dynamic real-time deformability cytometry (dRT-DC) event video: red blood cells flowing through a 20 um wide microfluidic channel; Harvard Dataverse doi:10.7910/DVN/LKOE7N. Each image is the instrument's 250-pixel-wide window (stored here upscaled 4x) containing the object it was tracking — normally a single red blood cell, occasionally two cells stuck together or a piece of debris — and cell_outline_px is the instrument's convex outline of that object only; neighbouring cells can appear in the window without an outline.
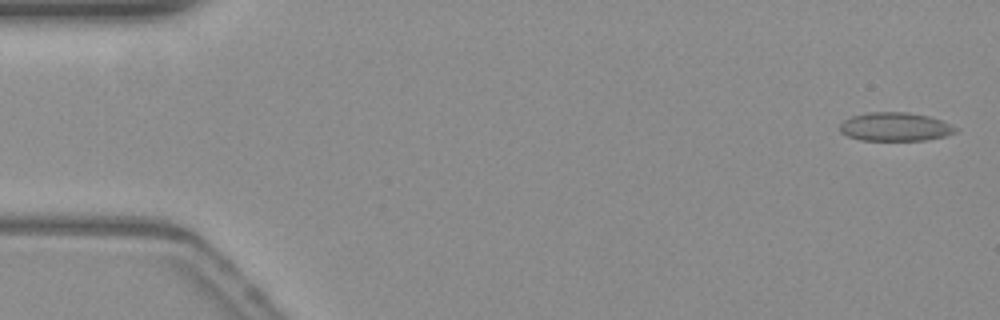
{"species": "common noctule bat (a hibernating species)", "species_latin": "Nyctalus noctula", "temperature_condition": "warm", "stored_images_in_passage": 54, "camera_frame_rate_fps": 3000, "um_per_image_px": 0.085, "animal": {"sex": "female", "body_mass_g": 19.3, "forearm_length_mm": 54.1}, "frame": {"image": 1, "passage_image": 2, "time_ms": 0.333, "image_size_px": [1000, 320], "cell_outline_px": [[956, 132], [944, 136], [924, 140], [864, 140], [848, 136], [840, 132], [840, 124], [844, 120], [852, 116], [868, 112], [904, 112], [928, 116], [940, 120], [956, 128]], "centroid_in_image_um": [76.04, 10.77], "position_along_channel_um": 9.0, "area_um2": 18.96}}
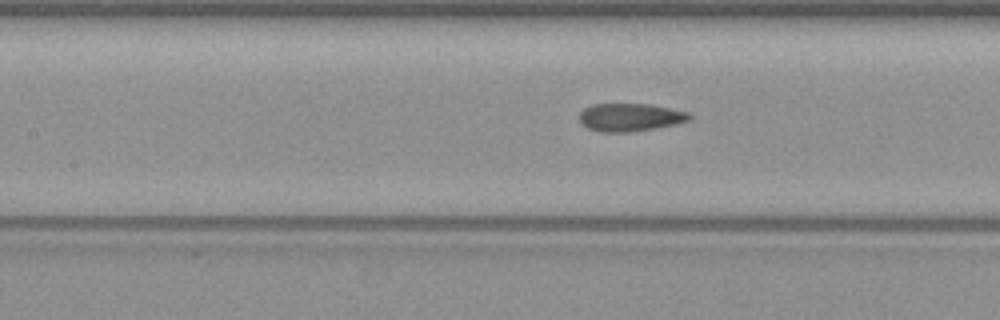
{"frame": {"image": 2, "passage_image": 24, "time_ms": 7.667, "image_size_px": [1000, 320], "cell_outline_px": [[692, 116], [688, 120], [676, 124], [628, 132], [600, 132], [588, 128], [580, 120], [580, 112], [584, 108], [592, 104], [648, 104], [688, 112]], "centroid_in_image_um": [53.54, 9.96], "position_along_channel_um": 153.9, "area_um2": 17.63}}
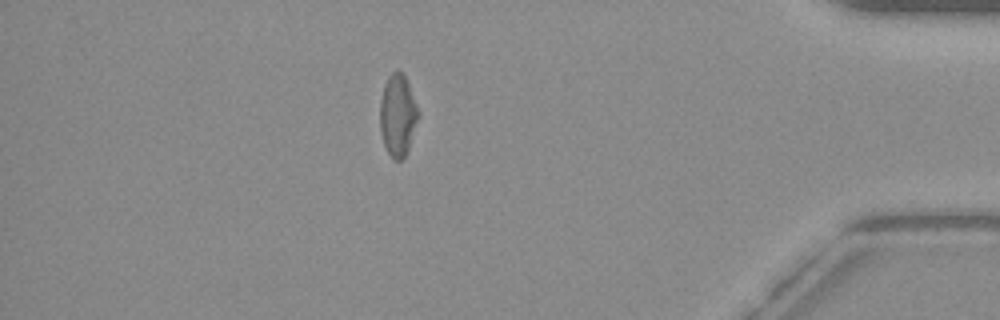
{"frame": {"image": 3, "passage_image": 47, "time_ms": 15.333, "image_size_px": [1000, 320], "cell_outline_px": [[420, 116], [408, 148], [404, 156], [400, 160], [392, 160], [384, 144], [380, 132], [380, 100], [384, 84], [388, 76], [392, 72], [400, 72], [404, 76], [408, 84], [420, 112]], "centroid_in_image_um": [33.8, 9.81], "position_along_channel_um": 401.4, "area_um2": 18.21}, "authors_computed_cell_mechanics": {"area_um2": 18.5538, "velocity_mm_per_s": 3.8228, "shape_relaxation_time_tau1_ms": null, "shape_relaxation_time_tau2_ms": 1.3544, "deformation_change_tau1": null, "deformation_change_tau2": 0.0591}}